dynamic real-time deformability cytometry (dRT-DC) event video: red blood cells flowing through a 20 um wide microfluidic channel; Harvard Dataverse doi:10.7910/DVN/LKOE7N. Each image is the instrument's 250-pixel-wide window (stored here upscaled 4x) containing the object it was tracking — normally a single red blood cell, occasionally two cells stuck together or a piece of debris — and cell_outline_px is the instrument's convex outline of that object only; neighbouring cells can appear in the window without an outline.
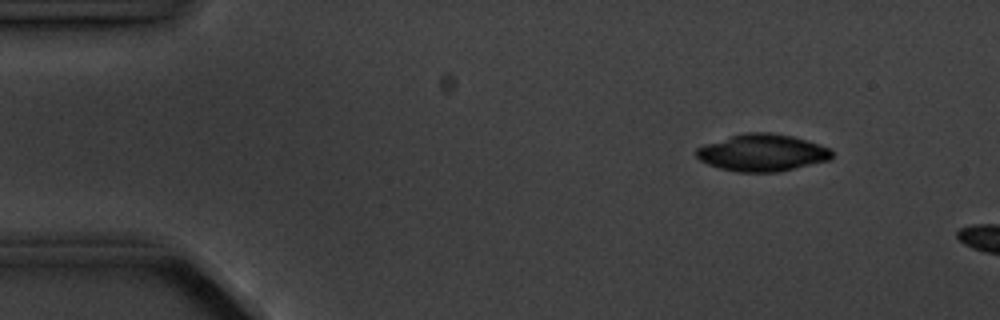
{"species": "common noctule bat (a hibernating species)", "species_latin": "Nyctalus noctula", "temperature_condition": "cold", "stored_images_in_passage": 7, "camera_frame_rate_fps": 3000, "um_per_image_px": 0.085, "animal": {"sex": "male", "body_mass_g": 20.1, "forearm_length_mm": 53.5}, "frame": {"image": 1, "passage_image": 1, "time_ms": 0.0, "image_size_px": [1000, 320], "cell_outline_px": [[832, 160], [776, 172], [736, 172], [720, 168], [708, 164], [700, 160], [696, 156], [696, 148], [704, 144], [732, 136], [748, 132], [768, 132], [792, 136], [820, 144], [832, 148]], "centroid_in_image_um": [64.82, 12.98], "position_along_channel_um": 20.2, "area_um2": 29.3}}